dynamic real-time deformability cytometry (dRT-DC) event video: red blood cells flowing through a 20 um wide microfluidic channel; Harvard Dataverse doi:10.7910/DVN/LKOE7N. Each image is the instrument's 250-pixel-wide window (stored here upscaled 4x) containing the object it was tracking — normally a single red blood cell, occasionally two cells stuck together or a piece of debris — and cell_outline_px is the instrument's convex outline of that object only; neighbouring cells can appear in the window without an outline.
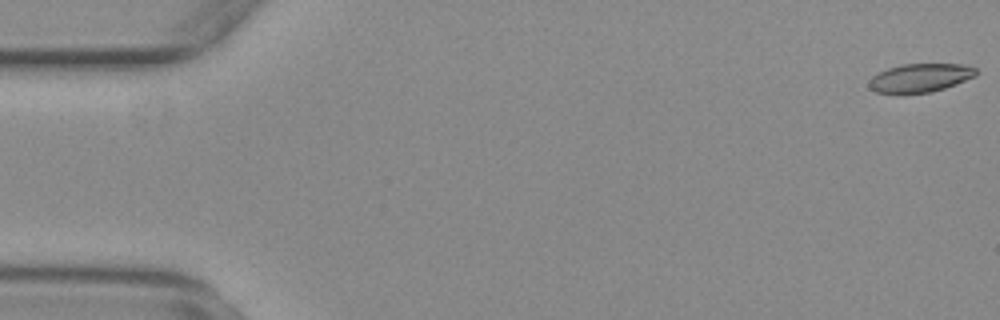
{"species": "common noctule bat (a hibernating species)", "species_latin": "Nyctalus noctula", "temperature_condition": "warm", "stored_images_in_passage": 20, "camera_frame_rate_fps": 3000, "um_per_image_px": 0.085, "animal": {"sex": "female", "body_mass_g": 29.2, "forearm_length_mm": 56.3}, "frame": {"image": 1, "passage_image": 1, "time_ms": 0.0, "image_size_px": [1000, 320], "cell_outline_px": [[980, 72], [976, 76], [956, 84], [932, 92], [900, 96], [876, 92], [868, 88], [868, 80], [872, 76], [888, 68], [900, 64], [964, 64], [976, 68]], "centroid_in_image_um": [78.18, 6.65], "position_along_channel_um": 6.8, "area_um2": 18.55}}
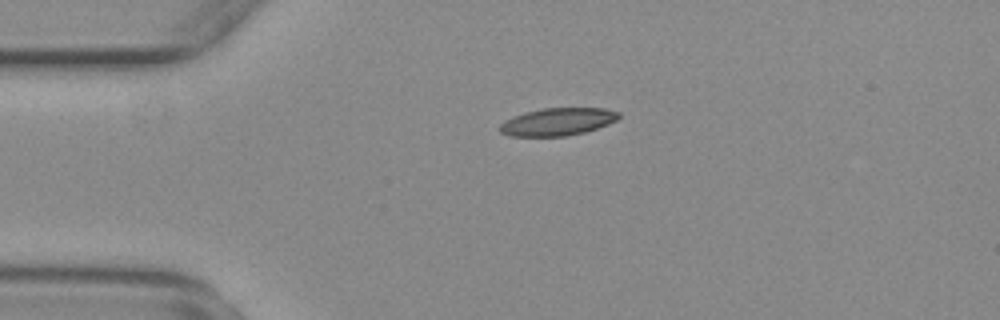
{"frame": {"image": 2, "passage_image": 13, "time_ms": 4.0, "image_size_px": [1000, 320], "cell_outline_px": [[620, 116], [616, 120], [608, 124], [584, 132], [564, 136], [508, 136], [500, 132], [500, 124], [504, 120], [512, 116], [524, 112], [544, 108], [604, 108], [620, 112]], "centroid_in_image_um": [47.37, 10.34], "position_along_channel_um": 37.6, "area_um2": 19.13}}
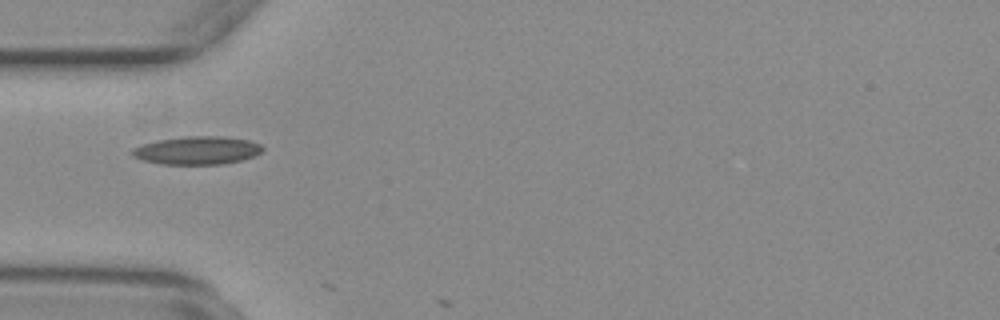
{"frame": {"image": 3, "passage_image": 18, "time_ms": 5.667, "image_size_px": [1000, 320], "cell_outline_px": [[264, 152], [256, 156], [240, 160], [220, 164], [160, 164], [144, 160], [132, 156], [128, 152], [132, 148], [140, 144], [156, 140], [184, 136], [228, 136], [248, 140], [260, 144], [264, 148]], "centroid_in_image_um": [16.74, 12.77], "position_along_channel_um": 68.3, "area_um2": 21.73}}